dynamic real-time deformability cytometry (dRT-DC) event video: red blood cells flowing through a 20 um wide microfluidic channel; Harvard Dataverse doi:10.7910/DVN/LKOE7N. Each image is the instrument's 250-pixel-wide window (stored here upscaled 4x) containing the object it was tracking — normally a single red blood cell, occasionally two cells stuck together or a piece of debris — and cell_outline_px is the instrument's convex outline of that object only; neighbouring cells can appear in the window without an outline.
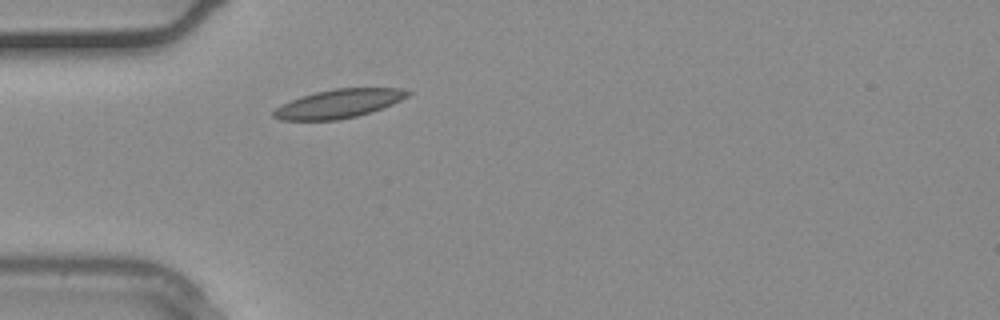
{"species": "common noctule bat (a hibernating species)", "species_latin": "Nyctalus noctula", "temperature_condition": "warm", "stored_images_in_passage": 1, "camera_frame_rate_fps": 3000, "um_per_image_px": 0.085, "animal": {"sex": "male", "body_mass_g": 20.4}, "frame": {"image": 1, "passage_image": 1, "time_ms": 0.0, "image_size_px": [1000, 320], "cell_outline_px": [[412, 92], [408, 96], [392, 104], [372, 112], [356, 116], [336, 120], [280, 120], [272, 116], [272, 112], [276, 108], [292, 100], [316, 92], [336, 88], [400, 88]], "centroid_in_image_um": [28.81, 8.81], "position_along_channel_um": 56.2, "area_um2": 22.14}}